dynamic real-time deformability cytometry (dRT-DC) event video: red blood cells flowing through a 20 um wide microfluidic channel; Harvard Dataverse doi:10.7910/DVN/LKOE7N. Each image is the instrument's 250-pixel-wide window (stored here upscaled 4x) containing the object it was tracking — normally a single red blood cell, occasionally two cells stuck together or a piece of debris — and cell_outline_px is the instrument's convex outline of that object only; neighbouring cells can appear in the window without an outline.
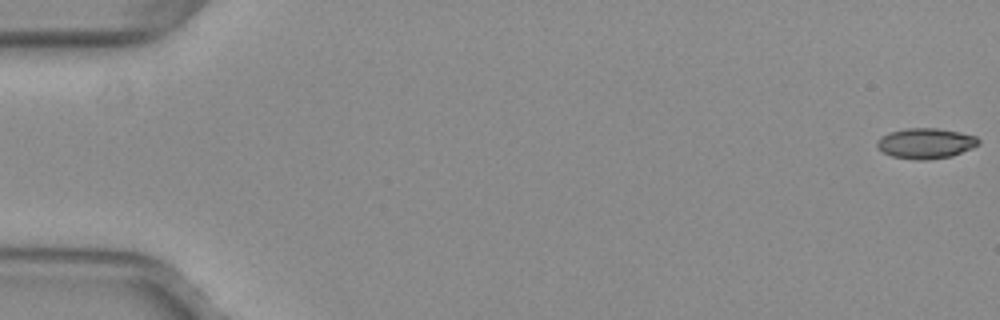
{"species": "common noctule bat (a hibernating species)", "species_latin": "Nyctalus noctula", "temperature_condition": "warm", "stored_images_in_passage": 9, "camera_frame_rate_fps": 3000, "um_per_image_px": 0.085, "animal": {"sex": "female", "body_mass_g": 29.2, "forearm_length_mm": 56.3}, "frame": {"image": 1, "passage_image": 1, "time_ms": 0.0, "image_size_px": [1000, 320], "cell_outline_px": [[980, 144], [972, 148], [952, 156], [924, 160], [920, 160], [892, 156], [884, 152], [876, 144], [888, 132], [908, 128], [936, 128], [960, 132], [976, 136], [980, 140]], "centroid_in_image_um": [78.74, 12.18], "position_along_channel_um": 6.3, "area_um2": 17.74}}